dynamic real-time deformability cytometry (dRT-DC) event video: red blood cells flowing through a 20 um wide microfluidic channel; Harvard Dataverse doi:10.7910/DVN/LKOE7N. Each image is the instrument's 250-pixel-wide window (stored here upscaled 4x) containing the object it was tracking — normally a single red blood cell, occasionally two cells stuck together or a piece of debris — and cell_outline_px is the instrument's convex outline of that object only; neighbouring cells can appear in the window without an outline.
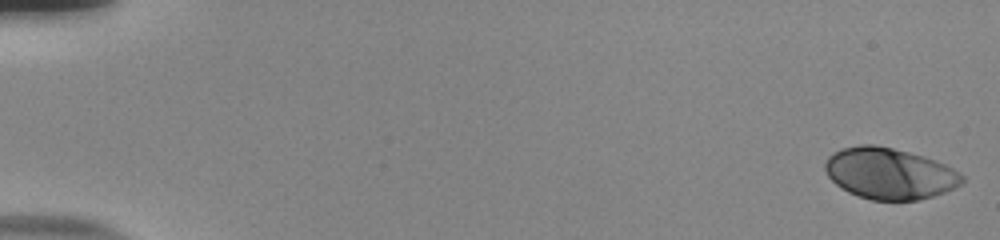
{"species": "human", "species_latin": "Homo sapiens", "temperature_condition": "room temperature", "stored_images_in_passage": 54, "camera_frame_rate_fps": 3000, "um_per_image_px": 0.085, "donor": {"sex": "male"}, "frame": {"image": 1, "passage_image": 1, "time_ms": 0.0, "image_size_px": [1000, 240], "cell_outline_px": [[964, 180], [960, 184], [944, 192], [932, 196], [916, 200], [872, 200], [856, 196], [848, 192], [836, 184], [828, 176], [824, 168], [824, 164], [828, 156], [832, 152], [840, 148], [860, 144], [872, 144], [892, 148], [924, 156], [944, 164], [960, 172], [964, 176]], "centroid_in_image_um": [75.57, 14.74], "position_along_channel_um": 9.4, "area_um2": 40.92}}
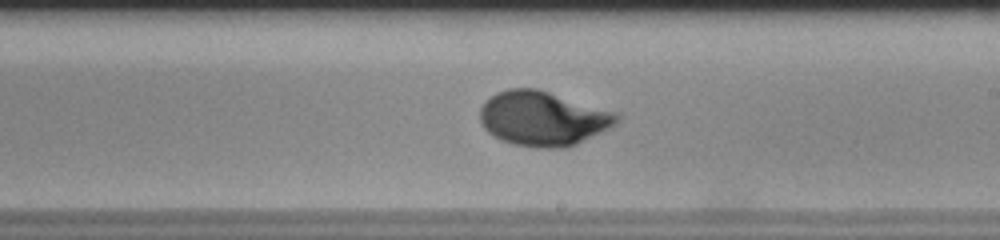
{"frame": {"image": 2, "passage_image": 33, "time_ms": 10.667, "image_size_px": [1000, 240], "cell_outline_px": [[620, 120], [616, 124], [576, 144], [564, 148], [536, 148], [516, 144], [500, 140], [488, 132], [484, 128], [480, 120], [480, 108], [496, 92], [508, 88], [536, 88], [620, 112]], "centroid_in_image_um": [46.18, 10.06], "position_along_channel_um": 242.8, "area_um2": 43.64}}
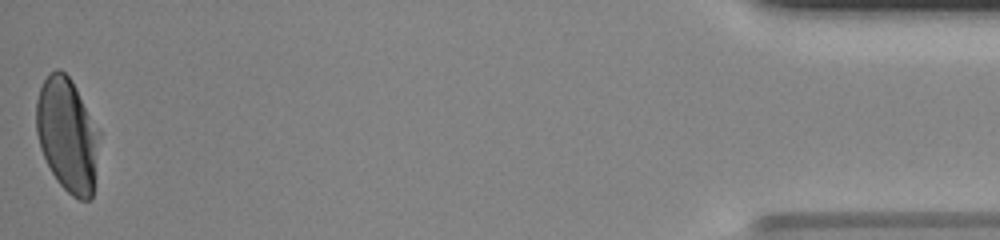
{"frame": {"image": 3, "passage_image": 54, "time_ms": 17.667, "image_size_px": [1000, 240], "cell_outline_px": [[100, 132], [92, 200], [80, 200], [72, 196], [56, 180], [40, 148], [36, 132], [36, 100], [40, 88], [44, 80], [56, 68], [60, 68], [72, 80]], "centroid_in_image_um": [5.72, 11.47], "position_along_channel_um": 429.5, "area_um2": 41.73}, "authors_computed_cell_mechanics": {"area_um2": 41.2114, "velocity_mm_per_s": 3.8447, "shape_relaxation_time_tau1_ms": 4.372, "shape_relaxation_time_tau2_ms": null, "deformation_change_tau1": 0.1942, "deformation_change_tau2": null}}